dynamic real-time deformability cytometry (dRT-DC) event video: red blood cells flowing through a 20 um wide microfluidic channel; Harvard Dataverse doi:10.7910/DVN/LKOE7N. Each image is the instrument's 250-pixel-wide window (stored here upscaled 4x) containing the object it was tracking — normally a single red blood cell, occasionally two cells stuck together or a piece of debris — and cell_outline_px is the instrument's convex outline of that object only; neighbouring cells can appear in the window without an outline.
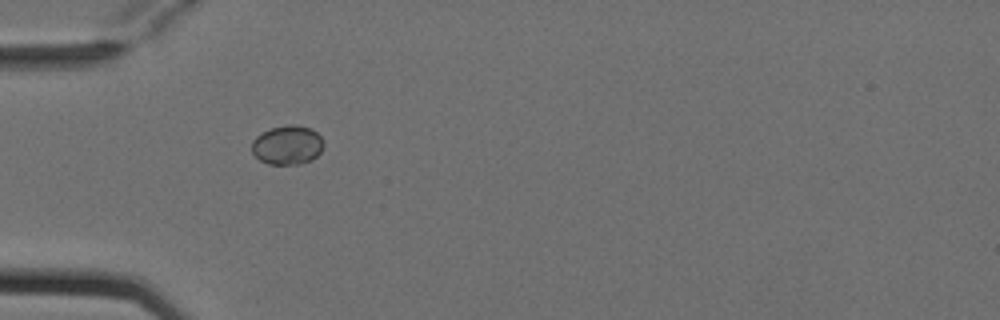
{"species": "Egyptian fruit bat (a non-hibernating species)", "species_latin": "Rousettus aegyptiacus", "temperature_condition": "cold", "stored_images_in_passage": 5, "camera_frame_rate_fps": 3000, "um_per_image_px": 0.085, "animal": {"sex": "female"}, "frame": {"image": 1, "passage_image": 4, "time_ms": 1.0, "image_size_px": [1000, 320], "cell_outline_px": [[324, 144], [320, 152], [312, 160], [300, 164], [268, 164], [260, 160], [252, 152], [252, 140], [256, 136], [272, 128], [288, 124], [296, 124], [312, 128], [324, 140]], "centroid_in_image_um": [24.45, 12.32], "position_along_channel_um": 60.6, "area_um2": 16.47}}
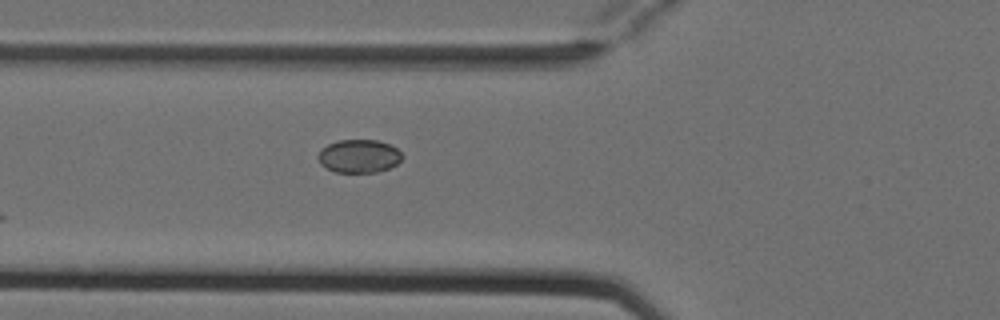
{"frame": {"image": 2, "passage_image": 5, "time_ms": 1.333, "image_size_px": [1000, 320], "cell_outline_px": [[404, 156], [396, 164], [388, 168], [376, 172], [336, 172], [320, 164], [320, 148], [328, 144], [340, 140], [376, 140], [388, 144], [396, 148]], "centroid_in_image_um": [30.52, 13.26], "position_along_channel_um": 95.3, "area_um2": 16.01}}